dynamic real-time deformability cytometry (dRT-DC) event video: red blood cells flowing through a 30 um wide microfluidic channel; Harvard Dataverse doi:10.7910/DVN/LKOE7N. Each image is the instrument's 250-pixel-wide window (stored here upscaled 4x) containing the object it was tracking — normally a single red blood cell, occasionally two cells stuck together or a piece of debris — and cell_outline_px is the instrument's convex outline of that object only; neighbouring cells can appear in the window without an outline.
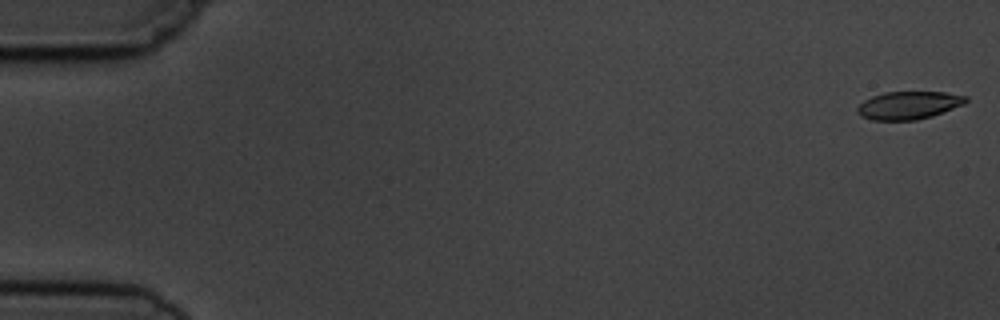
{"species": "common noctule bat (a hibernating species)", "species_latin": "Nyctalus noctula", "temperature_condition": "cold", "stored_images_in_passage": 11, "camera_frame_rate_fps": 3000, "um_per_image_px": 0.085, "animal": {"sex": "male", "body_mass_g": 19.5, "forearm_length_mm": 54.6}, "frame": {"image": 1, "passage_image": 1, "time_ms": 0.0, "image_size_px": [1000, 320], "cell_outline_px": [[968, 100], [964, 104], [932, 116], [916, 120], [872, 120], [860, 116], [856, 112], [856, 108], [864, 100], [872, 96], [884, 92], [944, 92], [968, 96]], "centroid_in_image_um": [77.22, 8.95], "position_along_channel_um": 7.8, "area_um2": 17.69}}
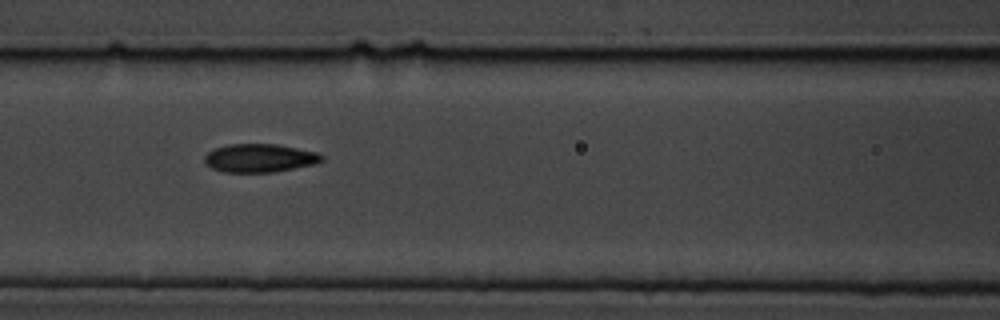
{"frame": {"image": 2, "passage_image": 7, "time_ms": 7.667, "image_size_px": [1000, 320], "cell_outline_px": [[324, 160], [312, 164], [272, 172], [224, 172], [212, 168], [204, 160], [204, 156], [208, 152], [216, 148], [228, 144], [276, 144], [316, 152], [324, 156]], "centroid_in_image_um": [22.05, 13.43], "position_along_channel_um": 144.5, "area_um2": 19.07}}
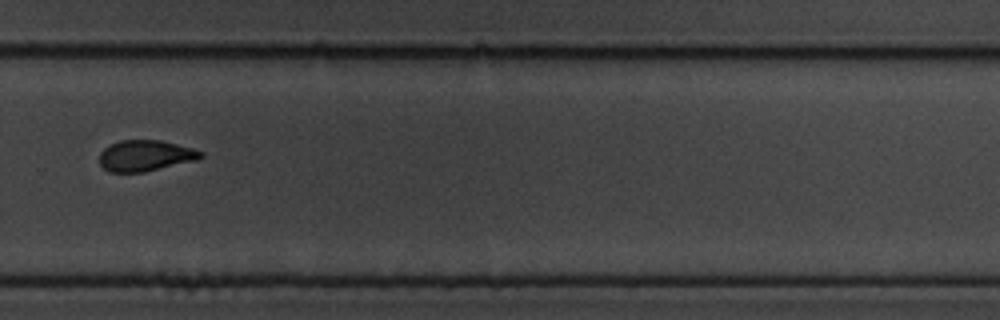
{"frame": {"image": 3, "passage_image": 11, "time_ms": 12.333, "image_size_px": [1000, 320], "cell_outline_px": [[204, 156], [200, 160], [144, 172], [108, 172], [100, 164], [100, 152], [104, 148], [120, 140], [160, 140], [192, 148], [204, 152]], "centroid_in_image_um": [12.4, 13.24], "position_along_channel_um": 317.4, "area_um2": 18.44}}